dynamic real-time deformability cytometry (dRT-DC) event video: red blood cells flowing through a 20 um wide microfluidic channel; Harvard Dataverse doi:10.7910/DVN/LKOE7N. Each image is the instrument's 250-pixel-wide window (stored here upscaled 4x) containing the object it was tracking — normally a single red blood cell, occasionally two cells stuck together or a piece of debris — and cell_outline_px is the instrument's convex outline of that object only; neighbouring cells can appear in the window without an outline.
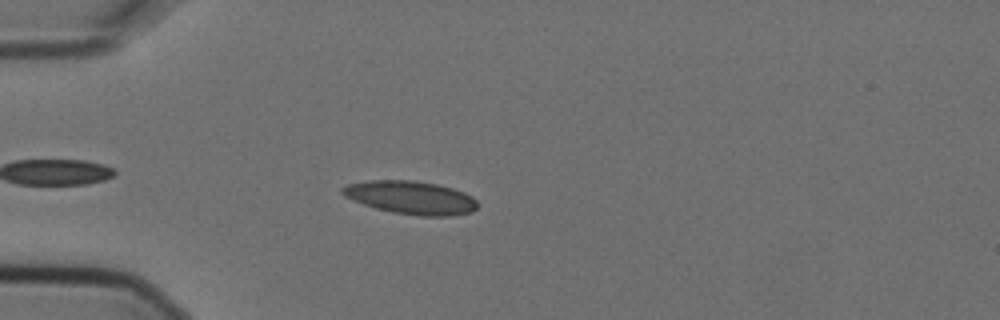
{"species": "Egyptian fruit bat (a non-hibernating species)", "species_latin": "Rousettus aegyptiacus", "temperature_condition": "cold", "stored_images_in_passage": 4, "camera_frame_rate_fps": 3000, "um_per_image_px": 0.085, "animal": {"sex": "female"}, "frame": {"image": 1, "passage_image": 4, "time_ms": 1.0, "image_size_px": [1000, 320], "cell_outline_px": [[476, 208], [472, 212], [452, 216], [420, 216], [392, 212], [376, 208], [352, 200], [344, 196], [340, 192], [340, 188], [348, 184], [368, 180], [416, 180], [436, 184], [452, 188], [464, 192], [472, 196], [476, 200]], "centroid_in_image_um": [34.91, 16.79], "position_along_channel_um": 50.1, "area_um2": 26.24}}